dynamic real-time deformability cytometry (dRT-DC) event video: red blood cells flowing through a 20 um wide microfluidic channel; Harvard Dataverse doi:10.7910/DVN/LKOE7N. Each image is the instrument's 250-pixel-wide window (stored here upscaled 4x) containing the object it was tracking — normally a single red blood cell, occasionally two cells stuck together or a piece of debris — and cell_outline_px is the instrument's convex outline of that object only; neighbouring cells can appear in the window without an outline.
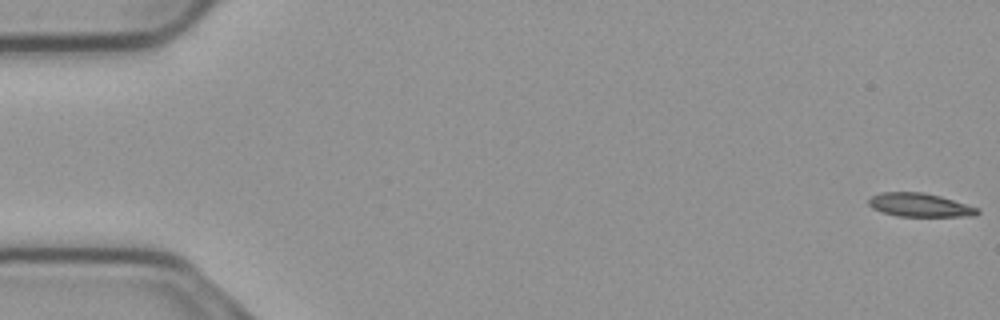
{"species": "common noctule bat (a hibernating species)", "species_latin": "Nyctalus noctula", "temperature_condition": "cold", "stored_images_in_passage": 57, "segment_of_instrument_passage": [1, 2], "camera_frame_rate_fps": 3000, "um_per_image_px": 0.085, "animal": {"sex": "male", "body_mass_g": 23.1, "forearm_length_mm": 52.7}, "frame": {"image": 1, "passage_image": 1, "time_ms": 0.0, "image_size_px": [1000, 320], "cell_outline_px": [[980, 212], [976, 216], [896, 216], [872, 208], [868, 204], [868, 200], [872, 196], [880, 192], [924, 192], [940, 196], [980, 208]], "centroid_in_image_um": [78.2, 17.42], "position_along_channel_um": 6.8, "area_um2": 14.97}}
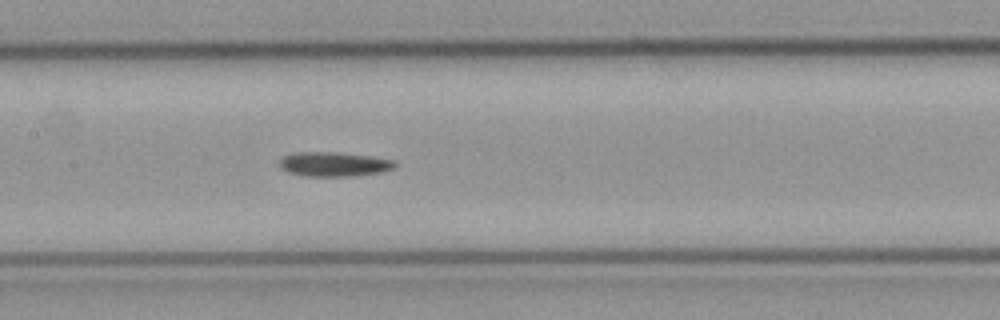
{"frame": {"image": 2, "passage_image": 27, "time_ms": 8.667, "image_size_px": [1000, 320], "cell_outline_px": [[396, 168], [380, 172], [356, 176], [304, 176], [288, 172], [280, 168], [280, 160], [284, 156], [296, 152], [336, 152], [368, 156], [396, 160]], "centroid_in_image_um": [28.4, 13.96], "position_along_channel_um": 179.0, "area_um2": 16.47}}
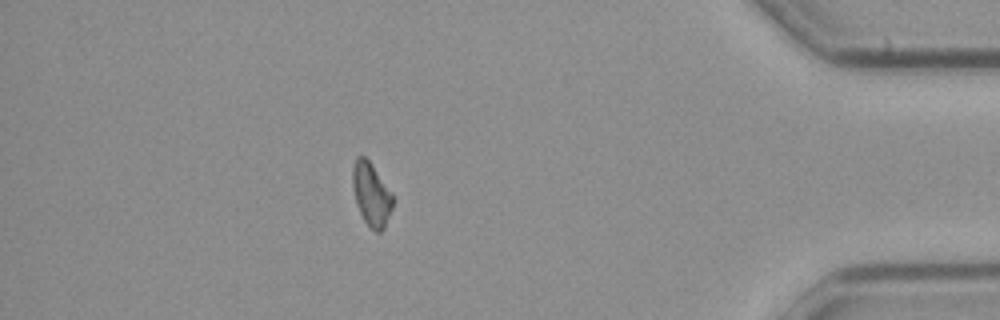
{"frame": {"image": 3, "passage_image": 49, "time_ms": 16.0, "image_size_px": [1000, 320], "cell_outline_px": [[392, 208], [384, 228], [380, 232], [376, 232], [364, 220], [356, 204], [352, 188], [352, 168], [356, 156], [364, 156], [372, 164], [392, 192]], "centroid_in_image_um": [31.54, 16.48], "position_along_channel_um": 403.7, "area_um2": 14.8}}